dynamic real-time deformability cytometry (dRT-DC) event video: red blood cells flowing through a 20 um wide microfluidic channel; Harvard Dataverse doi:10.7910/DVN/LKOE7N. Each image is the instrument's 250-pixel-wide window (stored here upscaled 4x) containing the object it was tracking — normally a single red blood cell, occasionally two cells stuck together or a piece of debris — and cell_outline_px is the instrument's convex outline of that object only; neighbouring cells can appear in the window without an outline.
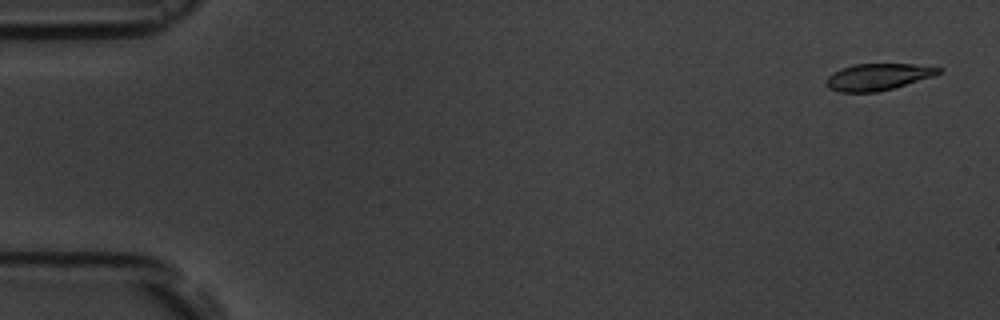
{"species": "common noctule bat (a hibernating species)", "species_latin": "Nyctalus noctula", "temperature_condition": "room temperature", "stored_images_in_passage": 5, "camera_frame_rate_fps": 3000, "um_per_image_px": 0.085, "animal": {"sex": "male", "body_mass_g": 19.5, "forearm_length_mm": 54.6}, "frame": {"image": 1, "passage_image": 1, "time_ms": 0.0, "image_size_px": [1000, 320], "cell_outline_px": [[940, 72], [936, 76], [892, 88], [876, 92], [840, 92], [828, 88], [824, 84], [824, 80], [832, 72], [840, 68], [856, 64], [912, 64], [940, 68]], "centroid_in_image_um": [74.56, 6.54], "position_along_channel_um": 10.4, "area_um2": 17.51}}
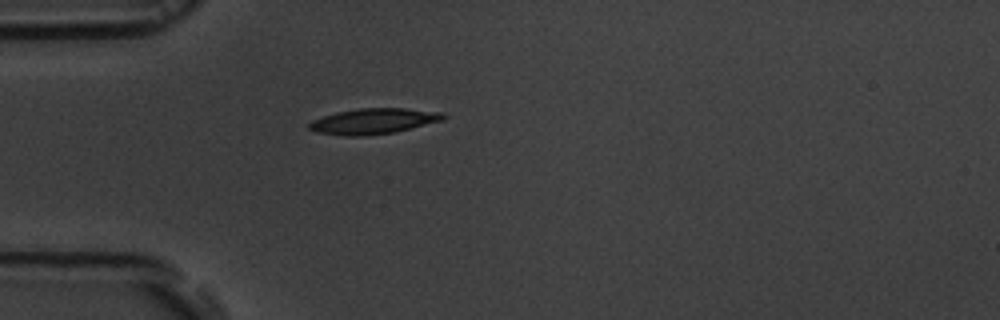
{"frame": {"image": 2, "passage_image": 5, "time_ms": 4.667, "image_size_px": [1000, 320], "cell_outline_px": [[448, 116], [444, 120], [396, 132], [364, 136], [344, 136], [316, 132], [308, 128], [308, 124], [312, 120], [336, 112], [360, 108], [404, 108], [444, 112]], "centroid_in_image_um": [31.79, 10.3], "position_along_channel_um": 53.2, "area_um2": 20.23}}